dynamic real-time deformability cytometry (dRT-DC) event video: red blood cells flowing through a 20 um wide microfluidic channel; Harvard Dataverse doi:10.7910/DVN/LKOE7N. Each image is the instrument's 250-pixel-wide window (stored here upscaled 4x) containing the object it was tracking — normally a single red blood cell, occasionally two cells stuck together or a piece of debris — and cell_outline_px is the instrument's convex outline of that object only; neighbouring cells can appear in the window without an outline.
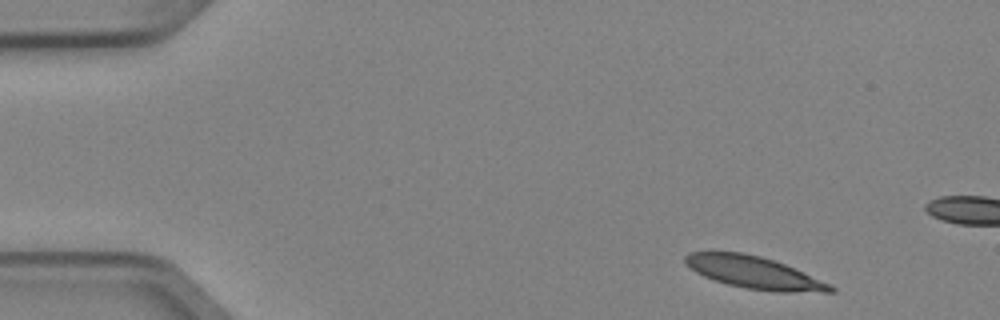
{"species": "Egyptian fruit bat (a non-hibernating species)", "species_latin": "Rousettus aegyptiacus", "temperature_condition": "cold", "stored_images_in_passage": 4, "camera_frame_rate_fps": 3000, "um_per_image_px": 0.085, "animal": {"sex": "female"}, "frame": {"image": 1, "passage_image": 1, "time_ms": 0.0, "image_size_px": [1000, 320], "cell_outline_px": [[836, 292], [776, 292], [744, 288], [728, 284], [704, 276], [696, 272], [684, 260], [684, 256], [688, 252], [744, 252], [760, 256], [784, 264], [828, 284], [836, 288]], "centroid_in_image_um": [64.08, 23.17], "position_along_channel_um": 20.9, "area_um2": 26.76}}